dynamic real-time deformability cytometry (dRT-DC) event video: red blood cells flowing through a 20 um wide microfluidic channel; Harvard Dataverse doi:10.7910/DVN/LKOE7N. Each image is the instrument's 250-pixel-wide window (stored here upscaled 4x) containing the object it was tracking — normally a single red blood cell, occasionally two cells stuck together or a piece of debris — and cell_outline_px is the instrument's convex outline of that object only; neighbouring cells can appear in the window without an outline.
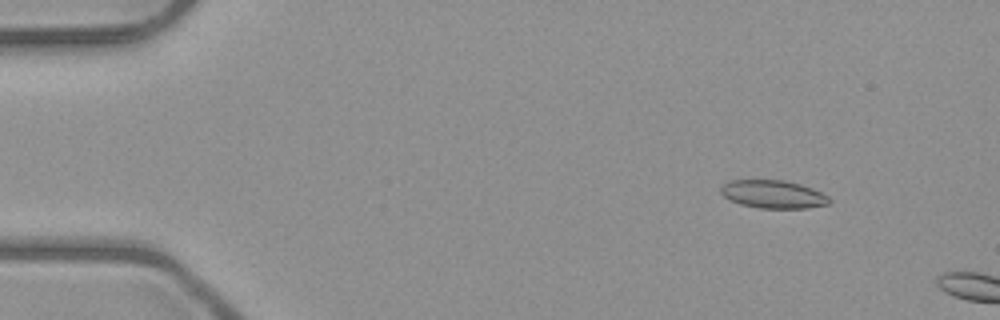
{"species": "common noctule bat (a hibernating species)", "species_latin": "Nyctalus noctula", "temperature_condition": "room temperature", "stored_images_in_passage": 3, "camera_frame_rate_fps": 3000, "um_per_image_px": 0.085, "animal": {"sex": "male", "body_mass_g": 23.1, "forearm_length_mm": 52.7}, "frame": {"image": 1, "passage_image": 2, "time_ms": 1.333, "image_size_px": [1000, 320], "cell_outline_px": [[832, 200], [828, 204], [808, 208], [760, 208], [740, 204], [728, 200], [720, 192], [720, 188], [728, 180], [784, 180], [800, 184], [812, 188], [828, 196]], "centroid_in_image_um": [65.7, 16.51], "position_along_channel_um": 19.3, "area_um2": 17.8}}